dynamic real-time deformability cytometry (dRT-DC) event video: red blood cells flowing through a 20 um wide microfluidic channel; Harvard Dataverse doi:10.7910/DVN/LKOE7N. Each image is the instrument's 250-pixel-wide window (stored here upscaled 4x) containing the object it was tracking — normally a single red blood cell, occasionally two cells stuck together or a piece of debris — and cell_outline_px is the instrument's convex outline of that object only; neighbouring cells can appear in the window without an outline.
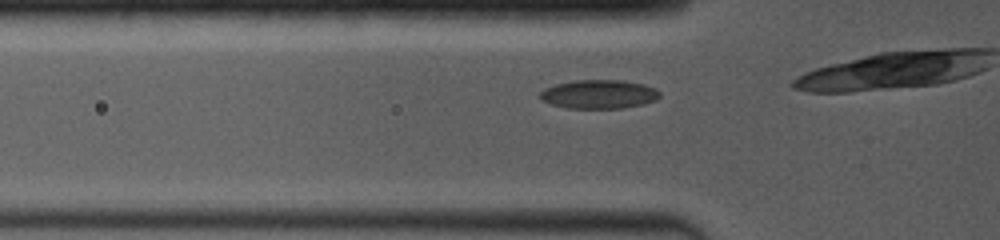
{"species": "common noctule bat (a hibernating species)", "species_latin": "Nyctalus noctula", "temperature_condition": "room temperature", "stored_images_in_passage": 5, "camera_frame_rate_fps": 4000, "um_per_image_px": 0.085, "animal": {"sex": "female", "body_mass_g": 19.0, "forearm_length_mm": 53.3}, "frame": {"image": 1, "passage_image": 2, "time_ms": 0.25, "image_size_px": [1000, 240], "cell_outline_px": [[660, 96], [656, 100], [644, 104], [624, 108], [568, 108], [552, 104], [540, 100], [540, 92], [544, 88], [556, 84], [576, 80], [620, 80], [644, 84], [656, 88], [660, 92]], "centroid_in_image_um": [50.93, 8.01], "position_along_channel_um": 74.9, "area_um2": 20.17}}